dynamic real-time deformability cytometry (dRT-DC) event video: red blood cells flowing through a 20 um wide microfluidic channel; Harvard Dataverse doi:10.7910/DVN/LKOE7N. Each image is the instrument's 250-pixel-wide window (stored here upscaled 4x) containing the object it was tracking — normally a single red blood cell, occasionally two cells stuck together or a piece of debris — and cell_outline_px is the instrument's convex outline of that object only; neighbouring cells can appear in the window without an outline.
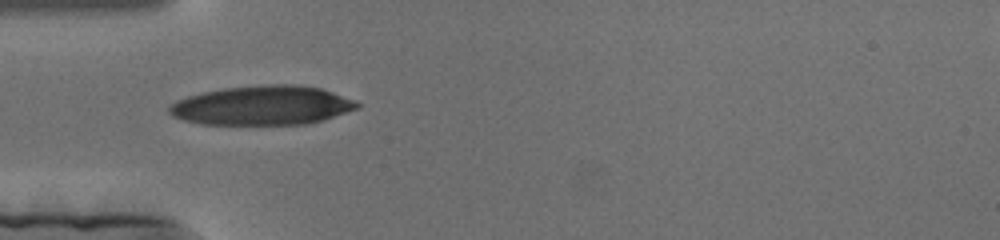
{"species": "human", "species_latin": "Homo sapiens", "temperature_condition": "cold", "stored_images_in_passage": 119, "camera_frame_rate_fps": 3000, "um_per_image_px": 0.085, "donor": {"sex": "female"}, "frame": {"image": 1, "passage_image": 1, "time_ms": 0.0, "image_size_px": [1000, 240], "cell_outline_px": [[360, 108], [324, 120], [308, 124], [200, 124], [184, 120], [172, 116], [168, 112], [168, 108], [176, 100], [188, 96], [204, 92], [224, 88], [272, 84], [292, 84], [320, 88], [356, 100], [360, 104]], "centroid_in_image_um": [22.32, 8.97], "position_along_channel_um": 62.7, "area_um2": 43.0}}
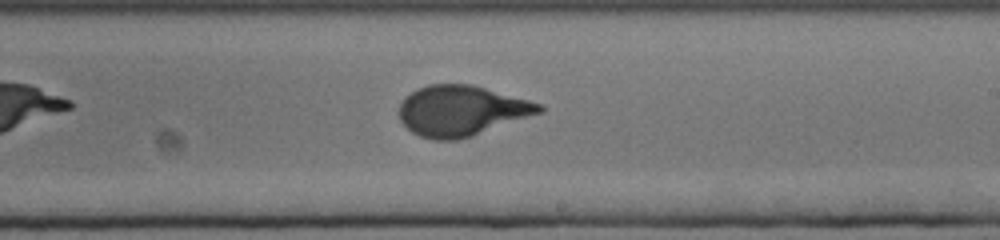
{"frame": {"image": 2, "passage_image": 49, "time_ms": 16.0, "image_size_px": [1000, 240], "cell_outline_px": [[544, 112], [460, 140], [432, 140], [420, 136], [412, 132], [400, 120], [396, 112], [400, 104], [412, 92], [428, 84], [472, 84], [544, 104]], "centroid_in_image_um": [39.25, 9.42], "position_along_channel_um": 249.8, "area_um2": 41.38}}
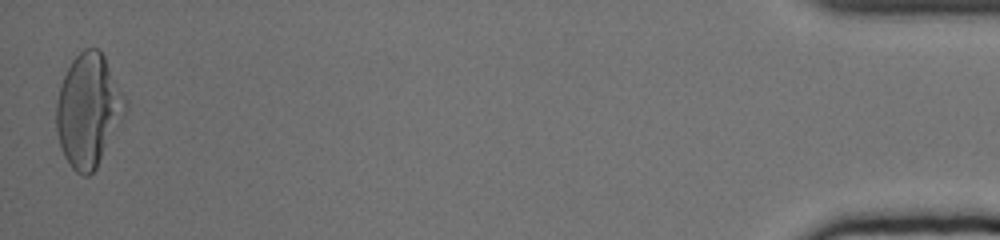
{"frame": {"image": 3, "passage_image": 117, "time_ms": 38.667, "image_size_px": [1000, 240], "cell_outline_px": [[128, 108], [124, 116], [96, 168], [88, 176], [84, 176], [76, 172], [72, 168], [64, 156], [60, 148], [56, 128], [56, 100], [64, 76], [72, 60], [84, 48], [100, 48], [128, 100]], "centroid_in_image_um": [7.53, 9.36], "position_along_channel_um": 427.7, "area_um2": 45.49}}